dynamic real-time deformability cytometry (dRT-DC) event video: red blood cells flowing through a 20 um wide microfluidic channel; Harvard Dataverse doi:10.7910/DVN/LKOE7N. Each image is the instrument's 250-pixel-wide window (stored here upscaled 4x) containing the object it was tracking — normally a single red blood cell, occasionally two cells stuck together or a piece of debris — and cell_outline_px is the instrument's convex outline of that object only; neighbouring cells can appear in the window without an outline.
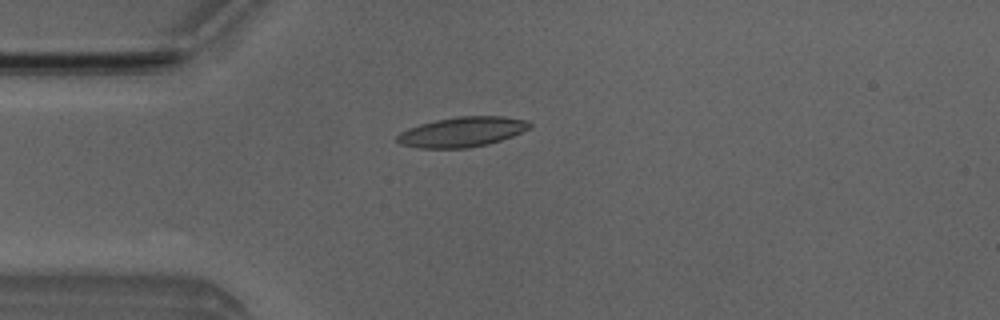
{"species": "Egyptian fruit bat (a non-hibernating species)", "species_latin": "Rousettus aegyptiacus", "temperature_condition": "room temperature", "stored_images_in_passage": 3, "camera_frame_rate_fps": 3000, "um_per_image_px": 0.085, "animal": {"sex": "male"}, "frame": {"image": 1, "passage_image": 3, "time_ms": 3.333, "image_size_px": [1000, 320], "cell_outline_px": [[532, 124], [528, 128], [512, 136], [488, 144], [468, 148], [416, 148], [400, 144], [396, 140], [396, 136], [400, 132], [408, 128], [420, 124], [436, 120], [456, 116], [504, 116], [528, 120]], "centroid_in_image_um": [39.25, 11.21], "position_along_channel_um": 45.8, "area_um2": 23.18}}